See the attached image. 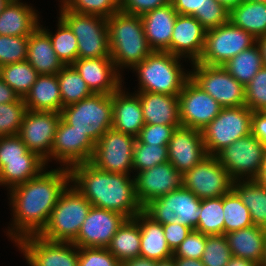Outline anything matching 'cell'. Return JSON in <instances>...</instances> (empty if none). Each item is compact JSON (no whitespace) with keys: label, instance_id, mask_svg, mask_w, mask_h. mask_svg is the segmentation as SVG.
Wrapping results in <instances>:
<instances>
[{"label":"cell","instance_id":"58","mask_svg":"<svg viewBox=\"0 0 266 266\" xmlns=\"http://www.w3.org/2000/svg\"><path fill=\"white\" fill-rule=\"evenodd\" d=\"M121 266H156V261L138 256L121 263Z\"/></svg>","mask_w":266,"mask_h":266},{"label":"cell","instance_id":"1","mask_svg":"<svg viewBox=\"0 0 266 266\" xmlns=\"http://www.w3.org/2000/svg\"><path fill=\"white\" fill-rule=\"evenodd\" d=\"M46 169L8 190L13 220L6 234L15 243L43 231L60 195L70 184L69 169Z\"/></svg>","mask_w":266,"mask_h":266},{"label":"cell","instance_id":"54","mask_svg":"<svg viewBox=\"0 0 266 266\" xmlns=\"http://www.w3.org/2000/svg\"><path fill=\"white\" fill-rule=\"evenodd\" d=\"M164 236L172 252L186 239L192 229L186 225L174 222L163 225Z\"/></svg>","mask_w":266,"mask_h":266},{"label":"cell","instance_id":"44","mask_svg":"<svg viewBox=\"0 0 266 266\" xmlns=\"http://www.w3.org/2000/svg\"><path fill=\"white\" fill-rule=\"evenodd\" d=\"M26 111L23 98L0 104V136L18 135Z\"/></svg>","mask_w":266,"mask_h":266},{"label":"cell","instance_id":"61","mask_svg":"<svg viewBox=\"0 0 266 266\" xmlns=\"http://www.w3.org/2000/svg\"><path fill=\"white\" fill-rule=\"evenodd\" d=\"M261 186L266 187V150L264 154L263 165L258 177L255 179Z\"/></svg>","mask_w":266,"mask_h":266},{"label":"cell","instance_id":"21","mask_svg":"<svg viewBox=\"0 0 266 266\" xmlns=\"http://www.w3.org/2000/svg\"><path fill=\"white\" fill-rule=\"evenodd\" d=\"M167 147L168 161L182 174L207 156L202 132L196 129L176 128Z\"/></svg>","mask_w":266,"mask_h":266},{"label":"cell","instance_id":"6","mask_svg":"<svg viewBox=\"0 0 266 266\" xmlns=\"http://www.w3.org/2000/svg\"><path fill=\"white\" fill-rule=\"evenodd\" d=\"M112 114V94H92L61 110V118L75 130L87 134L95 144L112 128Z\"/></svg>","mask_w":266,"mask_h":266},{"label":"cell","instance_id":"23","mask_svg":"<svg viewBox=\"0 0 266 266\" xmlns=\"http://www.w3.org/2000/svg\"><path fill=\"white\" fill-rule=\"evenodd\" d=\"M206 30L200 22L190 15H177L174 23L170 53L181 58H188L191 63L201 57L205 44Z\"/></svg>","mask_w":266,"mask_h":266},{"label":"cell","instance_id":"64","mask_svg":"<svg viewBox=\"0 0 266 266\" xmlns=\"http://www.w3.org/2000/svg\"><path fill=\"white\" fill-rule=\"evenodd\" d=\"M156 266H176L174 262V257L168 259L156 261Z\"/></svg>","mask_w":266,"mask_h":266},{"label":"cell","instance_id":"43","mask_svg":"<svg viewBox=\"0 0 266 266\" xmlns=\"http://www.w3.org/2000/svg\"><path fill=\"white\" fill-rule=\"evenodd\" d=\"M70 11L109 18L121 11L120 0H60Z\"/></svg>","mask_w":266,"mask_h":266},{"label":"cell","instance_id":"65","mask_svg":"<svg viewBox=\"0 0 266 266\" xmlns=\"http://www.w3.org/2000/svg\"><path fill=\"white\" fill-rule=\"evenodd\" d=\"M10 0H0V13L4 10L5 6L9 3Z\"/></svg>","mask_w":266,"mask_h":266},{"label":"cell","instance_id":"41","mask_svg":"<svg viewBox=\"0 0 266 266\" xmlns=\"http://www.w3.org/2000/svg\"><path fill=\"white\" fill-rule=\"evenodd\" d=\"M224 234L253 225L250 211L232 189L223 195Z\"/></svg>","mask_w":266,"mask_h":266},{"label":"cell","instance_id":"31","mask_svg":"<svg viewBox=\"0 0 266 266\" xmlns=\"http://www.w3.org/2000/svg\"><path fill=\"white\" fill-rule=\"evenodd\" d=\"M24 102L28 110L61 112L62 99L57 74L39 75Z\"/></svg>","mask_w":266,"mask_h":266},{"label":"cell","instance_id":"35","mask_svg":"<svg viewBox=\"0 0 266 266\" xmlns=\"http://www.w3.org/2000/svg\"><path fill=\"white\" fill-rule=\"evenodd\" d=\"M45 161L38 155H24V160L5 161L0 170V186L8 190L36 177L46 167Z\"/></svg>","mask_w":266,"mask_h":266},{"label":"cell","instance_id":"49","mask_svg":"<svg viewBox=\"0 0 266 266\" xmlns=\"http://www.w3.org/2000/svg\"><path fill=\"white\" fill-rule=\"evenodd\" d=\"M181 125L145 124L136 139L148 145L167 146L173 132Z\"/></svg>","mask_w":266,"mask_h":266},{"label":"cell","instance_id":"59","mask_svg":"<svg viewBox=\"0 0 266 266\" xmlns=\"http://www.w3.org/2000/svg\"><path fill=\"white\" fill-rule=\"evenodd\" d=\"M176 266H204L201 259L174 257Z\"/></svg>","mask_w":266,"mask_h":266},{"label":"cell","instance_id":"51","mask_svg":"<svg viewBox=\"0 0 266 266\" xmlns=\"http://www.w3.org/2000/svg\"><path fill=\"white\" fill-rule=\"evenodd\" d=\"M78 266H121V263L107 248H79Z\"/></svg>","mask_w":266,"mask_h":266},{"label":"cell","instance_id":"63","mask_svg":"<svg viewBox=\"0 0 266 266\" xmlns=\"http://www.w3.org/2000/svg\"><path fill=\"white\" fill-rule=\"evenodd\" d=\"M257 43L259 44L263 56L264 66H266V36H262L257 39Z\"/></svg>","mask_w":266,"mask_h":266},{"label":"cell","instance_id":"57","mask_svg":"<svg viewBox=\"0 0 266 266\" xmlns=\"http://www.w3.org/2000/svg\"><path fill=\"white\" fill-rule=\"evenodd\" d=\"M20 97L0 78V104L16 102Z\"/></svg>","mask_w":266,"mask_h":266},{"label":"cell","instance_id":"67","mask_svg":"<svg viewBox=\"0 0 266 266\" xmlns=\"http://www.w3.org/2000/svg\"><path fill=\"white\" fill-rule=\"evenodd\" d=\"M246 1L258 2V1H266V0H246Z\"/></svg>","mask_w":266,"mask_h":266},{"label":"cell","instance_id":"14","mask_svg":"<svg viewBox=\"0 0 266 266\" xmlns=\"http://www.w3.org/2000/svg\"><path fill=\"white\" fill-rule=\"evenodd\" d=\"M183 187L199 199L216 198L233 189L234 180L216 156L207 155L183 174Z\"/></svg>","mask_w":266,"mask_h":266},{"label":"cell","instance_id":"38","mask_svg":"<svg viewBox=\"0 0 266 266\" xmlns=\"http://www.w3.org/2000/svg\"><path fill=\"white\" fill-rule=\"evenodd\" d=\"M39 75L26 60L1 66L0 78L24 99Z\"/></svg>","mask_w":266,"mask_h":266},{"label":"cell","instance_id":"52","mask_svg":"<svg viewBox=\"0 0 266 266\" xmlns=\"http://www.w3.org/2000/svg\"><path fill=\"white\" fill-rule=\"evenodd\" d=\"M207 236L201 232L192 230L173 252V257L201 259L205 250Z\"/></svg>","mask_w":266,"mask_h":266},{"label":"cell","instance_id":"18","mask_svg":"<svg viewBox=\"0 0 266 266\" xmlns=\"http://www.w3.org/2000/svg\"><path fill=\"white\" fill-rule=\"evenodd\" d=\"M94 150L95 143L87 134L75 130L61 118L51 149L52 160L58 161L61 168L70 169L77 164L90 162Z\"/></svg>","mask_w":266,"mask_h":266},{"label":"cell","instance_id":"3","mask_svg":"<svg viewBox=\"0 0 266 266\" xmlns=\"http://www.w3.org/2000/svg\"><path fill=\"white\" fill-rule=\"evenodd\" d=\"M107 26L110 57L119 73L124 68L132 70L153 52L140 16L119 11L107 18Z\"/></svg>","mask_w":266,"mask_h":266},{"label":"cell","instance_id":"29","mask_svg":"<svg viewBox=\"0 0 266 266\" xmlns=\"http://www.w3.org/2000/svg\"><path fill=\"white\" fill-rule=\"evenodd\" d=\"M27 61L40 75L57 74L65 66L40 26L28 38Z\"/></svg>","mask_w":266,"mask_h":266},{"label":"cell","instance_id":"7","mask_svg":"<svg viewBox=\"0 0 266 266\" xmlns=\"http://www.w3.org/2000/svg\"><path fill=\"white\" fill-rule=\"evenodd\" d=\"M59 17L77 38L78 58L110 57L107 18L68 10L60 2Z\"/></svg>","mask_w":266,"mask_h":266},{"label":"cell","instance_id":"30","mask_svg":"<svg viewBox=\"0 0 266 266\" xmlns=\"http://www.w3.org/2000/svg\"><path fill=\"white\" fill-rule=\"evenodd\" d=\"M134 219L140 226V256L159 261L173 256L164 236L163 225L154 221L143 210Z\"/></svg>","mask_w":266,"mask_h":266},{"label":"cell","instance_id":"53","mask_svg":"<svg viewBox=\"0 0 266 266\" xmlns=\"http://www.w3.org/2000/svg\"><path fill=\"white\" fill-rule=\"evenodd\" d=\"M121 11L129 15L141 16L155 8L166 5L170 0H120Z\"/></svg>","mask_w":266,"mask_h":266},{"label":"cell","instance_id":"46","mask_svg":"<svg viewBox=\"0 0 266 266\" xmlns=\"http://www.w3.org/2000/svg\"><path fill=\"white\" fill-rule=\"evenodd\" d=\"M28 38L0 35V67L27 60Z\"/></svg>","mask_w":266,"mask_h":266},{"label":"cell","instance_id":"12","mask_svg":"<svg viewBox=\"0 0 266 266\" xmlns=\"http://www.w3.org/2000/svg\"><path fill=\"white\" fill-rule=\"evenodd\" d=\"M191 64L190 78L223 108L245 106V87L223 66Z\"/></svg>","mask_w":266,"mask_h":266},{"label":"cell","instance_id":"32","mask_svg":"<svg viewBox=\"0 0 266 266\" xmlns=\"http://www.w3.org/2000/svg\"><path fill=\"white\" fill-rule=\"evenodd\" d=\"M228 21L256 39L266 36V1L244 0L229 11Z\"/></svg>","mask_w":266,"mask_h":266},{"label":"cell","instance_id":"34","mask_svg":"<svg viewBox=\"0 0 266 266\" xmlns=\"http://www.w3.org/2000/svg\"><path fill=\"white\" fill-rule=\"evenodd\" d=\"M233 190L249 209L253 225L266 229V187L256 180H236Z\"/></svg>","mask_w":266,"mask_h":266},{"label":"cell","instance_id":"36","mask_svg":"<svg viewBox=\"0 0 266 266\" xmlns=\"http://www.w3.org/2000/svg\"><path fill=\"white\" fill-rule=\"evenodd\" d=\"M264 66L259 44L256 42L250 48L243 50L231 58L223 67L244 87Z\"/></svg>","mask_w":266,"mask_h":266},{"label":"cell","instance_id":"11","mask_svg":"<svg viewBox=\"0 0 266 266\" xmlns=\"http://www.w3.org/2000/svg\"><path fill=\"white\" fill-rule=\"evenodd\" d=\"M266 147L252 133L234 141L217 155L234 181L255 180L262 168Z\"/></svg>","mask_w":266,"mask_h":266},{"label":"cell","instance_id":"17","mask_svg":"<svg viewBox=\"0 0 266 266\" xmlns=\"http://www.w3.org/2000/svg\"><path fill=\"white\" fill-rule=\"evenodd\" d=\"M182 127L202 131L223 108L212 96L189 78L178 95Z\"/></svg>","mask_w":266,"mask_h":266},{"label":"cell","instance_id":"16","mask_svg":"<svg viewBox=\"0 0 266 266\" xmlns=\"http://www.w3.org/2000/svg\"><path fill=\"white\" fill-rule=\"evenodd\" d=\"M61 120V112L26 111L18 136L29 151L45 161H51V149L56 130Z\"/></svg>","mask_w":266,"mask_h":266},{"label":"cell","instance_id":"47","mask_svg":"<svg viewBox=\"0 0 266 266\" xmlns=\"http://www.w3.org/2000/svg\"><path fill=\"white\" fill-rule=\"evenodd\" d=\"M245 106L253 112H266V66L245 86Z\"/></svg>","mask_w":266,"mask_h":266},{"label":"cell","instance_id":"37","mask_svg":"<svg viewBox=\"0 0 266 266\" xmlns=\"http://www.w3.org/2000/svg\"><path fill=\"white\" fill-rule=\"evenodd\" d=\"M59 90L62 108L77 103L93 93L85 80L72 65H65L58 73Z\"/></svg>","mask_w":266,"mask_h":266},{"label":"cell","instance_id":"5","mask_svg":"<svg viewBox=\"0 0 266 266\" xmlns=\"http://www.w3.org/2000/svg\"><path fill=\"white\" fill-rule=\"evenodd\" d=\"M91 207V203L69 184L60 195L46 227L39 235L50 241L73 243Z\"/></svg>","mask_w":266,"mask_h":266},{"label":"cell","instance_id":"20","mask_svg":"<svg viewBox=\"0 0 266 266\" xmlns=\"http://www.w3.org/2000/svg\"><path fill=\"white\" fill-rule=\"evenodd\" d=\"M126 219L120 213L92 206L73 243L79 248H107Z\"/></svg>","mask_w":266,"mask_h":266},{"label":"cell","instance_id":"42","mask_svg":"<svg viewBox=\"0 0 266 266\" xmlns=\"http://www.w3.org/2000/svg\"><path fill=\"white\" fill-rule=\"evenodd\" d=\"M168 162V147L140 143L137 139L133 148V171L140 172L157 164Z\"/></svg>","mask_w":266,"mask_h":266},{"label":"cell","instance_id":"25","mask_svg":"<svg viewBox=\"0 0 266 266\" xmlns=\"http://www.w3.org/2000/svg\"><path fill=\"white\" fill-rule=\"evenodd\" d=\"M178 13L171 2L143 15L144 32L153 51L169 52L173 27Z\"/></svg>","mask_w":266,"mask_h":266},{"label":"cell","instance_id":"10","mask_svg":"<svg viewBox=\"0 0 266 266\" xmlns=\"http://www.w3.org/2000/svg\"><path fill=\"white\" fill-rule=\"evenodd\" d=\"M256 42L257 39L250 33L228 21L217 28L206 31L203 53L196 63L223 66Z\"/></svg>","mask_w":266,"mask_h":266},{"label":"cell","instance_id":"56","mask_svg":"<svg viewBox=\"0 0 266 266\" xmlns=\"http://www.w3.org/2000/svg\"><path fill=\"white\" fill-rule=\"evenodd\" d=\"M251 133L266 147V112H253Z\"/></svg>","mask_w":266,"mask_h":266},{"label":"cell","instance_id":"62","mask_svg":"<svg viewBox=\"0 0 266 266\" xmlns=\"http://www.w3.org/2000/svg\"><path fill=\"white\" fill-rule=\"evenodd\" d=\"M244 0H217L226 10L230 11L231 9L237 7Z\"/></svg>","mask_w":266,"mask_h":266},{"label":"cell","instance_id":"24","mask_svg":"<svg viewBox=\"0 0 266 266\" xmlns=\"http://www.w3.org/2000/svg\"><path fill=\"white\" fill-rule=\"evenodd\" d=\"M125 89L122 85L112 94V128L137 137L145 125L141 101L135 92L130 94Z\"/></svg>","mask_w":266,"mask_h":266},{"label":"cell","instance_id":"39","mask_svg":"<svg viewBox=\"0 0 266 266\" xmlns=\"http://www.w3.org/2000/svg\"><path fill=\"white\" fill-rule=\"evenodd\" d=\"M199 208L201 214L195 231L208 236L224 234L223 196L202 199Z\"/></svg>","mask_w":266,"mask_h":266},{"label":"cell","instance_id":"26","mask_svg":"<svg viewBox=\"0 0 266 266\" xmlns=\"http://www.w3.org/2000/svg\"><path fill=\"white\" fill-rule=\"evenodd\" d=\"M21 0H10L0 13V35L30 36L39 26L37 11Z\"/></svg>","mask_w":266,"mask_h":266},{"label":"cell","instance_id":"33","mask_svg":"<svg viewBox=\"0 0 266 266\" xmlns=\"http://www.w3.org/2000/svg\"><path fill=\"white\" fill-rule=\"evenodd\" d=\"M140 248V226L134 218L124 221L107 247L120 263L140 256Z\"/></svg>","mask_w":266,"mask_h":266},{"label":"cell","instance_id":"28","mask_svg":"<svg viewBox=\"0 0 266 266\" xmlns=\"http://www.w3.org/2000/svg\"><path fill=\"white\" fill-rule=\"evenodd\" d=\"M232 256L261 266L265 255L266 229L256 225L225 234Z\"/></svg>","mask_w":266,"mask_h":266},{"label":"cell","instance_id":"22","mask_svg":"<svg viewBox=\"0 0 266 266\" xmlns=\"http://www.w3.org/2000/svg\"><path fill=\"white\" fill-rule=\"evenodd\" d=\"M72 66L93 94L110 95L122 87V75L111 57L77 58Z\"/></svg>","mask_w":266,"mask_h":266},{"label":"cell","instance_id":"8","mask_svg":"<svg viewBox=\"0 0 266 266\" xmlns=\"http://www.w3.org/2000/svg\"><path fill=\"white\" fill-rule=\"evenodd\" d=\"M252 115L247 106L222 108L201 131L207 155L216 156L234 141L250 135Z\"/></svg>","mask_w":266,"mask_h":266},{"label":"cell","instance_id":"50","mask_svg":"<svg viewBox=\"0 0 266 266\" xmlns=\"http://www.w3.org/2000/svg\"><path fill=\"white\" fill-rule=\"evenodd\" d=\"M24 155H37L29 151L18 135L0 136V170L5 161L24 160Z\"/></svg>","mask_w":266,"mask_h":266},{"label":"cell","instance_id":"55","mask_svg":"<svg viewBox=\"0 0 266 266\" xmlns=\"http://www.w3.org/2000/svg\"><path fill=\"white\" fill-rule=\"evenodd\" d=\"M209 0H170L173 8L180 15L193 16L196 11H201Z\"/></svg>","mask_w":266,"mask_h":266},{"label":"cell","instance_id":"13","mask_svg":"<svg viewBox=\"0 0 266 266\" xmlns=\"http://www.w3.org/2000/svg\"><path fill=\"white\" fill-rule=\"evenodd\" d=\"M136 137L110 128L95 144L90 161L105 172L131 175L133 172V148Z\"/></svg>","mask_w":266,"mask_h":266},{"label":"cell","instance_id":"48","mask_svg":"<svg viewBox=\"0 0 266 266\" xmlns=\"http://www.w3.org/2000/svg\"><path fill=\"white\" fill-rule=\"evenodd\" d=\"M228 15L229 11L219 4L217 0H209L201 11H196L193 16L208 31L227 23Z\"/></svg>","mask_w":266,"mask_h":266},{"label":"cell","instance_id":"2","mask_svg":"<svg viewBox=\"0 0 266 266\" xmlns=\"http://www.w3.org/2000/svg\"><path fill=\"white\" fill-rule=\"evenodd\" d=\"M70 183L93 207L111 210L127 219L136 217L143 207L137 200L134 176L99 170L90 162L69 169Z\"/></svg>","mask_w":266,"mask_h":266},{"label":"cell","instance_id":"9","mask_svg":"<svg viewBox=\"0 0 266 266\" xmlns=\"http://www.w3.org/2000/svg\"><path fill=\"white\" fill-rule=\"evenodd\" d=\"M201 199L184 187L153 199L143 211L161 225L178 222L192 230L198 225Z\"/></svg>","mask_w":266,"mask_h":266},{"label":"cell","instance_id":"4","mask_svg":"<svg viewBox=\"0 0 266 266\" xmlns=\"http://www.w3.org/2000/svg\"><path fill=\"white\" fill-rule=\"evenodd\" d=\"M181 59L169 52L153 51L133 68L139 82L135 92L179 95L190 78V71L182 67Z\"/></svg>","mask_w":266,"mask_h":266},{"label":"cell","instance_id":"45","mask_svg":"<svg viewBox=\"0 0 266 266\" xmlns=\"http://www.w3.org/2000/svg\"><path fill=\"white\" fill-rule=\"evenodd\" d=\"M231 257L225 234L207 236L201 258L204 266H226Z\"/></svg>","mask_w":266,"mask_h":266},{"label":"cell","instance_id":"66","mask_svg":"<svg viewBox=\"0 0 266 266\" xmlns=\"http://www.w3.org/2000/svg\"><path fill=\"white\" fill-rule=\"evenodd\" d=\"M261 266H266V238H265V255H264V260Z\"/></svg>","mask_w":266,"mask_h":266},{"label":"cell","instance_id":"40","mask_svg":"<svg viewBox=\"0 0 266 266\" xmlns=\"http://www.w3.org/2000/svg\"><path fill=\"white\" fill-rule=\"evenodd\" d=\"M39 26L49 35L52 47L61 62L64 65H72L78 58V43L70 27L60 17L55 34L41 24Z\"/></svg>","mask_w":266,"mask_h":266},{"label":"cell","instance_id":"15","mask_svg":"<svg viewBox=\"0 0 266 266\" xmlns=\"http://www.w3.org/2000/svg\"><path fill=\"white\" fill-rule=\"evenodd\" d=\"M29 266H78L79 247L71 242H55L30 235L15 243Z\"/></svg>","mask_w":266,"mask_h":266},{"label":"cell","instance_id":"27","mask_svg":"<svg viewBox=\"0 0 266 266\" xmlns=\"http://www.w3.org/2000/svg\"><path fill=\"white\" fill-rule=\"evenodd\" d=\"M145 124L181 125L178 95L137 92Z\"/></svg>","mask_w":266,"mask_h":266},{"label":"cell","instance_id":"19","mask_svg":"<svg viewBox=\"0 0 266 266\" xmlns=\"http://www.w3.org/2000/svg\"><path fill=\"white\" fill-rule=\"evenodd\" d=\"M135 193L142 207L153 199L183 188V174L168 161L137 172L134 176Z\"/></svg>","mask_w":266,"mask_h":266},{"label":"cell","instance_id":"60","mask_svg":"<svg viewBox=\"0 0 266 266\" xmlns=\"http://www.w3.org/2000/svg\"><path fill=\"white\" fill-rule=\"evenodd\" d=\"M226 266H258V265L250 260L232 256Z\"/></svg>","mask_w":266,"mask_h":266}]
</instances>
